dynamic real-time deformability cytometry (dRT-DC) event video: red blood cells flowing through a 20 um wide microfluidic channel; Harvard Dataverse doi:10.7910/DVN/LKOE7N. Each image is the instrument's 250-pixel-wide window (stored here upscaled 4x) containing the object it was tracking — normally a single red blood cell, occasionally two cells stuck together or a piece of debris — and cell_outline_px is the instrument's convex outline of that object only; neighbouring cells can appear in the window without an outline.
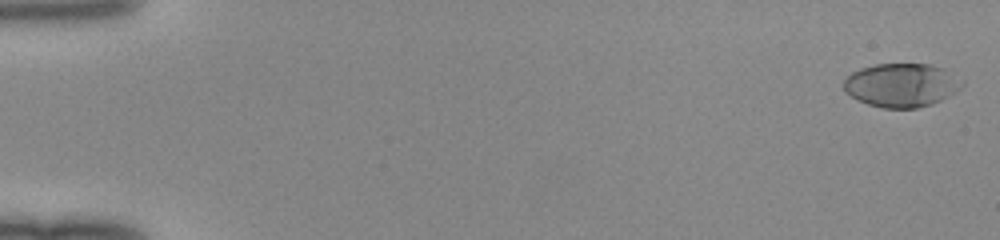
{"species": "human", "species_latin": "Homo sapiens", "temperature_condition": "room temperature", "stored_images_in_passage": 50, "camera_frame_rate_fps": 3000, "um_per_image_px": 0.085, "donor": {"sex": "female"}, "frame": {"image": 1, "passage_image": 1, "time_ms": 0.0, "image_size_px": [1000, 240], "cell_outline_px": [[964, 84], [960, 88], [948, 96], [932, 104], [916, 108], [884, 108], [868, 104], [844, 92], [844, 80], [852, 72], [860, 68], [876, 64], [928, 64], [944, 68], [964, 80]], "centroid_in_image_um": [76.64, 7.23], "position_along_channel_um": 8.4, "area_um2": 30.06}}
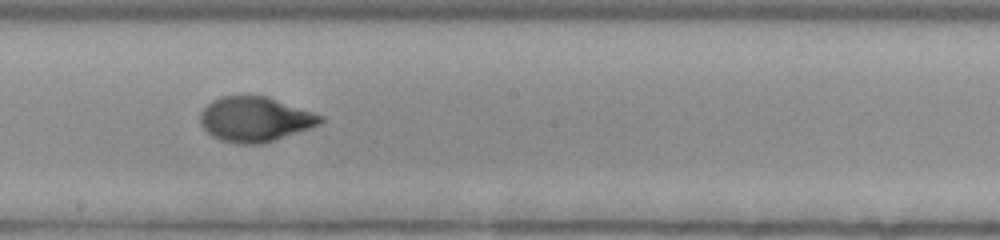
{"frame": {"image": 2, "passage_image": 29, "time_ms": 9.333, "image_size_px": [1000, 240], "cell_outline_px": [[324, 120], [320, 124], [264, 144], [236, 144], [220, 140], [212, 136], [200, 124], [200, 112], [212, 100], [220, 96], [268, 96], [324, 116]], "centroid_in_image_um": [21.67, 10.14], "position_along_channel_um": 226.5, "area_um2": 31.5}}
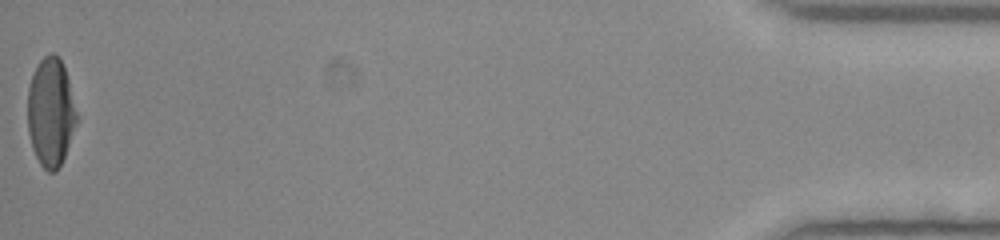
{"frame": {"image": 3, "passage_image": 50, "time_ms": 16.333, "image_size_px": [1000, 240], "cell_outline_px": [[76, 124], [64, 156], [56, 172], [48, 172], [40, 164], [32, 148], [28, 132], [28, 88], [32, 72], [40, 60], [48, 52], [52, 52], [60, 56], [68, 80], [76, 112]], "centroid_in_image_um": [4.28, 9.51], "position_along_channel_um": 430.9, "area_um2": 30.87}}